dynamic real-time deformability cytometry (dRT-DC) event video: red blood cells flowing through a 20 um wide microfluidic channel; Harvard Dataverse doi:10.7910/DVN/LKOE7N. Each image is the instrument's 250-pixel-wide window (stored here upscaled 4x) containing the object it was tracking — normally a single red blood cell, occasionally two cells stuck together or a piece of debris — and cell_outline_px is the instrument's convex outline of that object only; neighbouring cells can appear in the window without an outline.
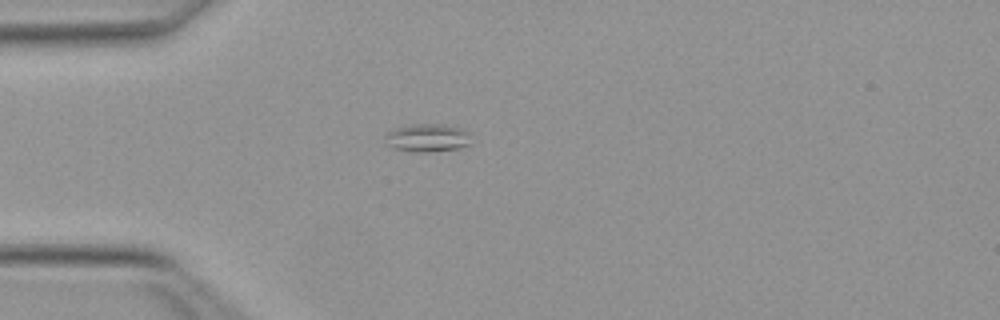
{"species": "Egyptian fruit bat (a non-hibernating species)", "species_latin": "Rousettus aegyptiacus", "temperature_condition": "warm", "stored_images_in_passage": 5, "camera_frame_rate_fps": 3000, "um_per_image_px": 0.085, "animal": {"sex": "female"}, "frame": {"image": 1, "passage_image": 1, "time_ms": 0.0, "image_size_px": [1000, 320], "cell_outline_px": [[472, 144], [460, 148], [428, 152], [416, 152], [392, 148], [388, 144], [384, 136], [388, 132], [396, 128], [412, 124], [444, 124], [464, 128], [468, 132]], "centroid_in_image_um": [36.38, 11.71], "position_along_channel_um": 48.6, "area_um2": 14.22}}